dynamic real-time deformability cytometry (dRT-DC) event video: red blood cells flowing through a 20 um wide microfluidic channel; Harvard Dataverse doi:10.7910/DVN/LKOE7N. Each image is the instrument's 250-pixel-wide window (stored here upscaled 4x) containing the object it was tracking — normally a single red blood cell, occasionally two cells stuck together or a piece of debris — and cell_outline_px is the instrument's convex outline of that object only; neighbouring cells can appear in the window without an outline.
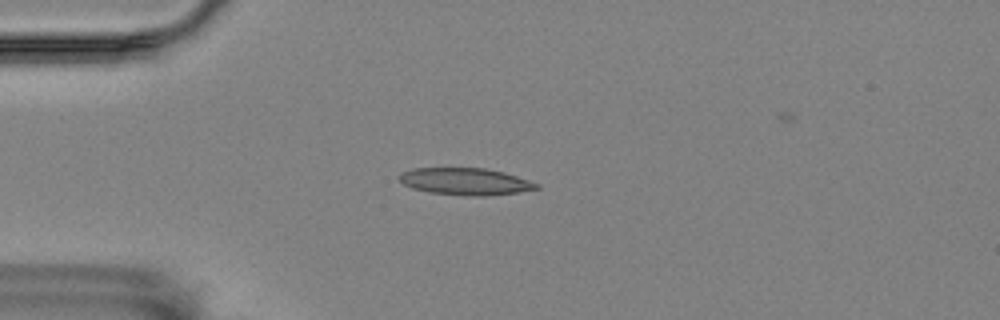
{"species": "Egyptian fruit bat (a non-hibernating species)", "species_latin": "Rousettus aegyptiacus", "temperature_condition": "room temperature", "stored_images_in_passage": 43, "camera_frame_rate_fps": 3000, "um_per_image_px": 0.085, "animal": {"sex": "female"}, "frame": {"image": 1, "passage_image": 1, "time_ms": 0.0, "image_size_px": [1000, 320], "cell_outline_px": [[540, 188], [516, 192], [484, 196], [472, 196], [428, 192], [412, 188], [404, 184], [396, 176], [400, 172], [412, 168], [484, 168], [504, 172], [540, 184]], "centroid_in_image_um": [39.51, 15.42], "position_along_channel_um": 45.5, "area_um2": 21.56}}
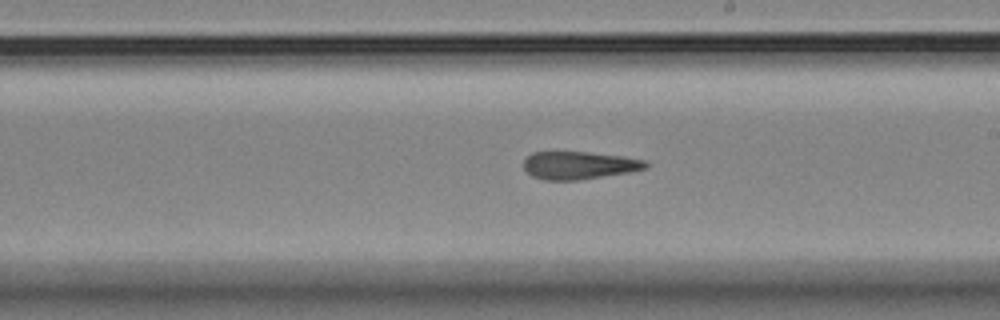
{"frame": {"image": 2, "passage_image": 19, "time_ms": 6.0, "image_size_px": [1000, 320], "cell_outline_px": [[648, 168], [628, 172], [576, 180], [544, 180], [532, 176], [524, 168], [524, 160], [532, 152], [588, 152], [624, 156], [648, 160]], "centroid_in_image_um": [49.25, 14.04], "position_along_channel_um": 239.8, "area_um2": 19.71}}
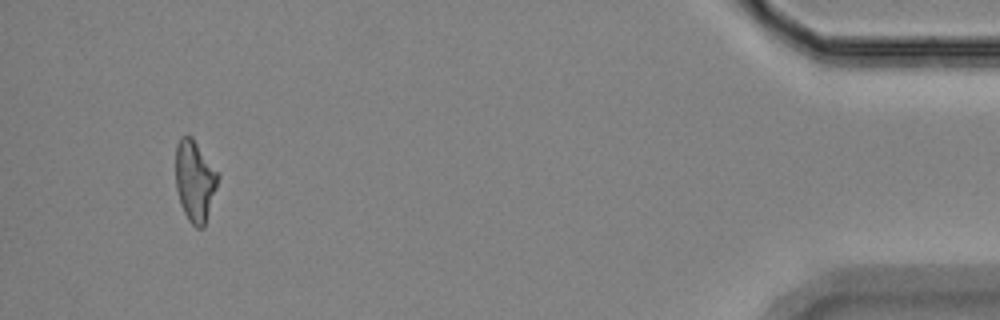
{"frame": {"image": 3, "passage_image": 40, "time_ms": 13.0, "image_size_px": [1000, 320], "cell_outline_px": [[220, 176], [204, 228], [196, 228], [188, 220], [180, 204], [176, 188], [176, 144], [180, 136], [192, 136]], "centroid_in_image_um": [16.55, 15.38], "position_along_channel_um": 418.6, "area_um2": 20.0}}